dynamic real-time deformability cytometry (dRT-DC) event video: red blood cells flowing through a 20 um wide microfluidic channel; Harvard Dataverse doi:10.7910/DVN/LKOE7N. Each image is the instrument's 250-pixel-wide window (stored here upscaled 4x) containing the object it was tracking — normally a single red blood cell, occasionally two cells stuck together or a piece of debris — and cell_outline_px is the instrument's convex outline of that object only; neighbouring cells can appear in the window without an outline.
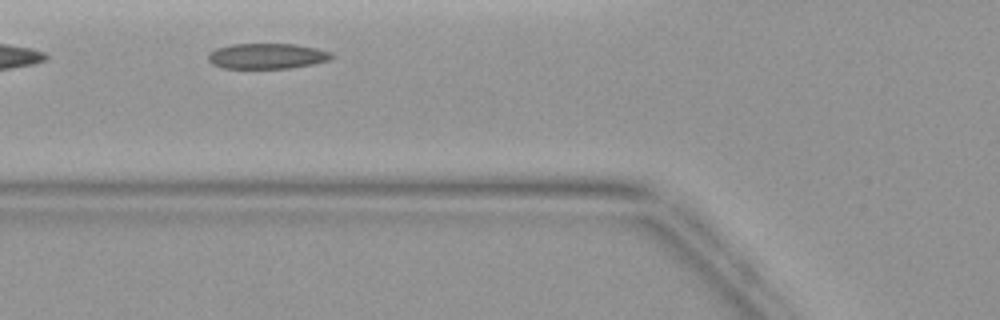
{"species": "common noctule bat (a hibernating species)", "species_latin": "Nyctalus noctula", "temperature_condition": "warm", "stored_images_in_passage": 3, "camera_frame_rate_fps": 3000, "um_per_image_px": 0.085, "animal": {"sex": "female", "body_mass_g": 19.9}, "frame": {"image": 1, "passage_image": 3, "time_ms": 2.333, "image_size_px": [1000, 320], "cell_outline_px": [[336, 56], [332, 60], [292, 68], [224, 68], [212, 64], [208, 60], [208, 52], [216, 48], [232, 44], [296, 44], [316, 48], [332, 52]], "centroid_in_image_um": [22.73, 4.76], "position_along_channel_um": 103.1, "area_um2": 18.55}}